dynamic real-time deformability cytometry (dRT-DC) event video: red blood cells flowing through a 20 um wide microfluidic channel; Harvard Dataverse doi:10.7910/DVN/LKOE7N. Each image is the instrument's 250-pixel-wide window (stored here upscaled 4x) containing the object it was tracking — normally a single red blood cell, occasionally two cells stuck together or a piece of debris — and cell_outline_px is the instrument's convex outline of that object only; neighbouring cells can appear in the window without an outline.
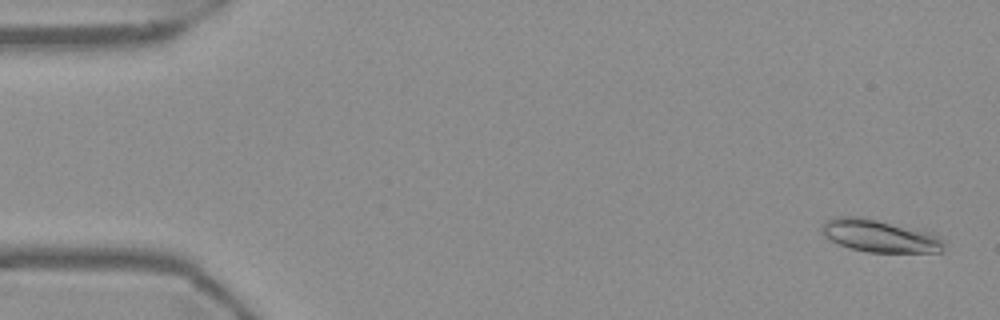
{"species": "Egyptian fruit bat (a non-hibernating species)", "species_latin": "Rousettus aegyptiacus", "temperature_condition": "warm", "stored_images_in_passage": 55, "camera_frame_rate_fps": 3000, "um_per_image_px": 0.085, "frame": {"image": 1, "passage_image": 2, "time_ms": 0.333, "image_size_px": [1000, 320], "cell_outline_px": [[944, 252], [868, 252], [852, 248], [840, 244], [824, 236], [820, 232], [820, 228], [828, 220], [836, 216], [860, 216], [936, 232], [944, 240]], "centroid_in_image_um": [74.85, 20.04], "position_along_channel_um": 10.2, "area_um2": 23.47}}
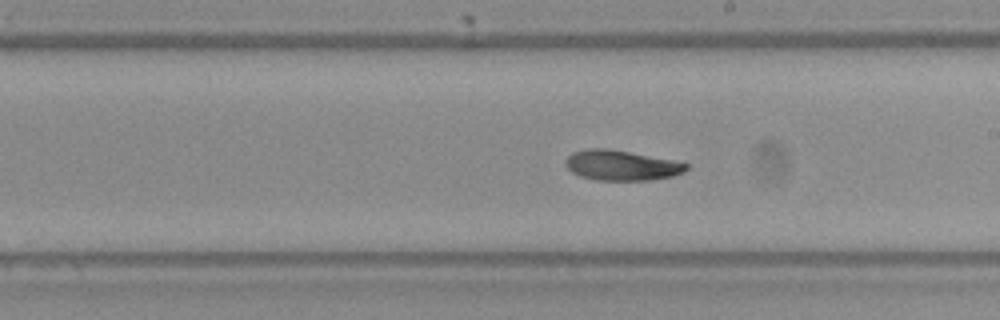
{"frame": {"image": 2, "passage_image": 31, "time_ms": 10.0, "image_size_px": [1000, 320], "cell_outline_px": [[688, 168], [684, 172], [672, 176], [648, 180], [596, 180], [580, 176], [572, 172], [564, 164], [564, 160], [572, 152], [588, 148], [608, 148], [672, 160], [688, 164]], "centroid_in_image_um": [52.77, 14.05], "position_along_channel_um": 236.2, "area_um2": 21.15}}
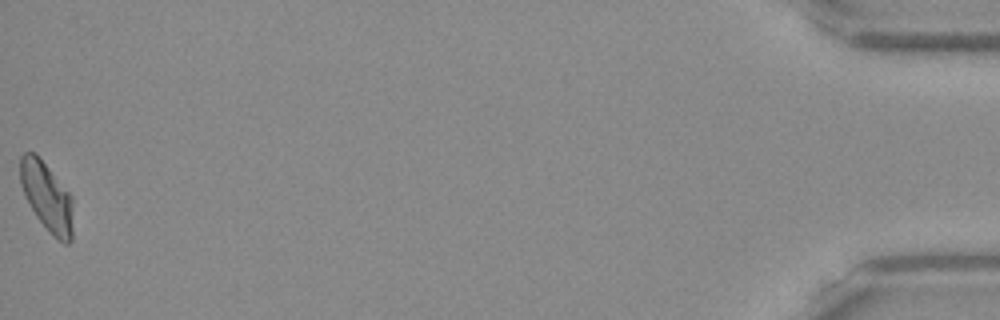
{"frame": {"image": 3, "passage_image": 55, "time_ms": 18.0, "image_size_px": [1000, 320], "cell_outline_px": [[72, 240], [68, 244], [64, 244], [52, 236], [48, 232], [36, 216], [20, 184], [20, 156], [24, 152], [36, 152], [72, 196]], "centroid_in_image_um": [3.99, 16.73], "position_along_channel_um": 431.2, "area_um2": 21.27}, "authors_computed_cell_mechanics": {"area_um2": 21.7328, "velocity_mm_per_s": 3.7001, "shape_relaxation_time_tau1_ms": 4.7101, "shape_relaxation_time_tau2_ms": 7.6669, "deformation_change_tau1": 0.1552, "deformation_change_tau2": 0.1388}}